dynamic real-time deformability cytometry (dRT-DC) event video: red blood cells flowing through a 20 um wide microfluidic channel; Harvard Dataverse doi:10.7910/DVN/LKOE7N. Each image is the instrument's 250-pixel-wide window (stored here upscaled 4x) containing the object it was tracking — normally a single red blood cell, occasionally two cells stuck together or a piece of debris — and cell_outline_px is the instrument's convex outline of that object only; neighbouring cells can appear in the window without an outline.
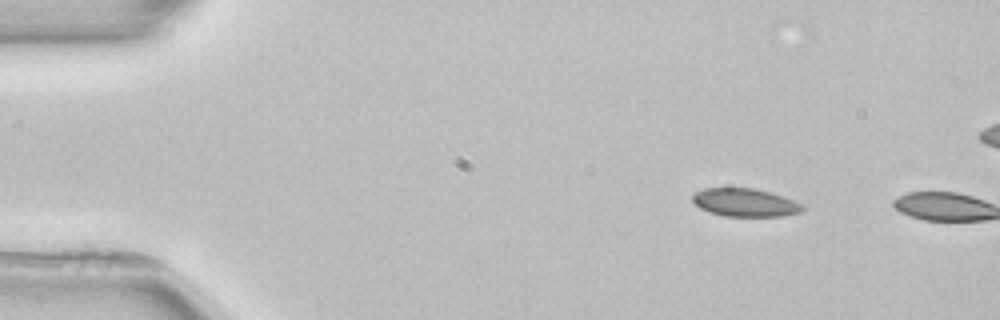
{"species": "common noctule bat (a hibernating species)", "species_latin": "Nyctalus noctula", "temperature_condition": "room temperature", "stored_images_in_passage": 2, "camera_frame_rate_fps": 3000, "um_per_image_px": 0.085, "animal": {"sex": "female", "body_mass_g": 22.7, "forearm_length_mm": 54.2}, "frame": {"image": 1, "passage_image": 1, "time_ms": 0.0, "image_size_px": [1000, 320], "cell_outline_px": [[804, 208], [800, 212], [784, 216], [724, 216], [708, 212], [700, 208], [692, 200], [692, 196], [696, 192], [704, 188], [752, 188], [768, 192], [792, 200], [800, 204]], "centroid_in_image_um": [63.28, 17.22], "position_along_channel_um": 21.7, "area_um2": 17.74}}